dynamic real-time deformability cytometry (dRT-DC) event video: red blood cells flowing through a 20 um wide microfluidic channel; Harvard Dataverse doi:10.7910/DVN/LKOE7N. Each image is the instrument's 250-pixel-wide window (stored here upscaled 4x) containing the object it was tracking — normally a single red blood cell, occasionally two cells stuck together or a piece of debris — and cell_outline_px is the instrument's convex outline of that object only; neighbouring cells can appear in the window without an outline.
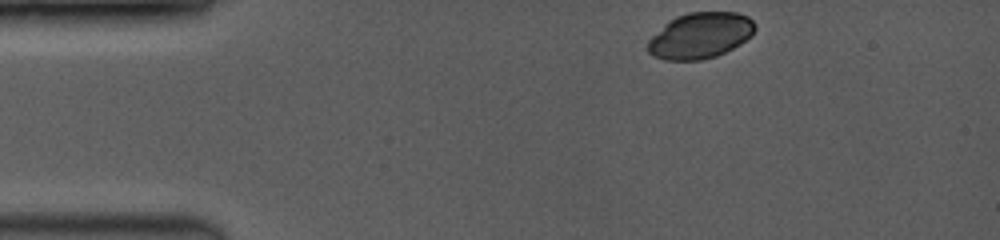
{"species": "common noctule bat (a hibernating species)", "species_latin": "Nyctalus noctula", "temperature_condition": "room temperature", "stored_images_in_passage": 8, "camera_frame_rate_fps": 3500, "um_per_image_px": 0.085, "animal": {"sex": "female", "body_mass_g": 19.0, "forearm_length_mm": 53.3}, "frame": {"image": 1, "passage_image": 1, "time_ms": 0.0, "image_size_px": [1000, 240], "cell_outline_px": [[756, 28], [752, 36], [740, 44], [716, 56], [700, 60], [664, 60], [652, 56], [648, 52], [648, 40], [652, 36], [676, 16], [692, 12], [736, 12], [748, 16], [756, 24]], "centroid_in_image_um": [59.55, 3.02], "position_along_channel_um": 25.5, "area_um2": 28.55}}